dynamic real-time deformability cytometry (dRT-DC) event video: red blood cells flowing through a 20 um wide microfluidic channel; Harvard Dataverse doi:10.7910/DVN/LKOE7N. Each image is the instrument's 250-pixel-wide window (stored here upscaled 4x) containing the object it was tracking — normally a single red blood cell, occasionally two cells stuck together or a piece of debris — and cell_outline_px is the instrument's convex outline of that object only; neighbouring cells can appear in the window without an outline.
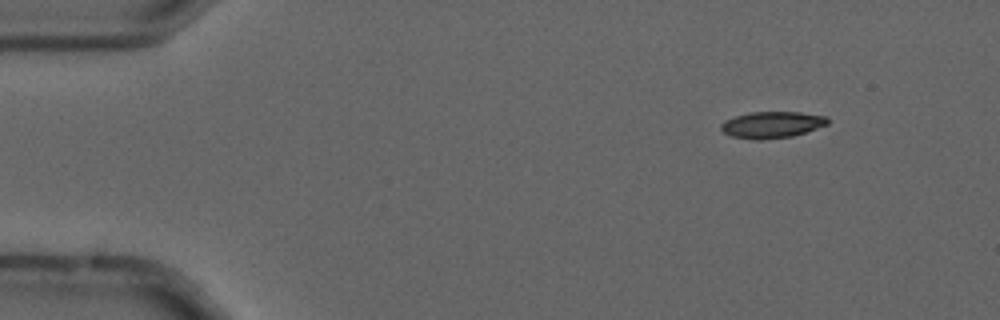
{"species": "common noctule bat (a hibernating species)", "species_latin": "Nyctalus noctula", "temperature_condition": "cold", "stored_images_in_passage": 7, "camera_frame_rate_fps": 3000, "um_per_image_px": 0.085, "animal": {"sex": "male", "forearm_length_mm": 52.5}, "frame": {"image": 1, "passage_image": 2, "time_ms": 0.333, "image_size_px": [1000, 320], "cell_outline_px": [[828, 124], [792, 136], [760, 140], [756, 140], [732, 136], [724, 132], [720, 128], [720, 124], [724, 120], [748, 112], [800, 112], [828, 116]], "centroid_in_image_um": [65.6, 10.59], "position_along_channel_um": 19.4, "area_um2": 16.42}}
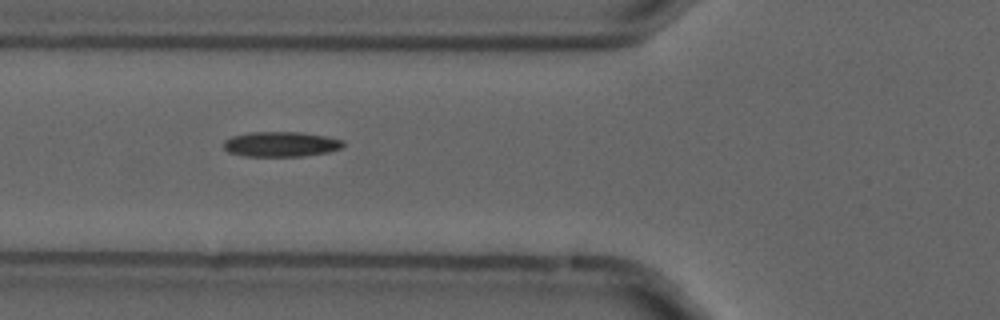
{"frame": {"image": 2, "passage_image": 6, "time_ms": 1.667, "image_size_px": [1000, 320], "cell_outline_px": [[344, 148], [328, 152], [304, 156], [244, 156], [228, 152], [224, 148], [224, 140], [232, 136], [248, 132], [304, 132], [344, 140]], "centroid_in_image_um": [23.89, 12.25], "position_along_channel_um": 101.9, "area_um2": 17.63}}
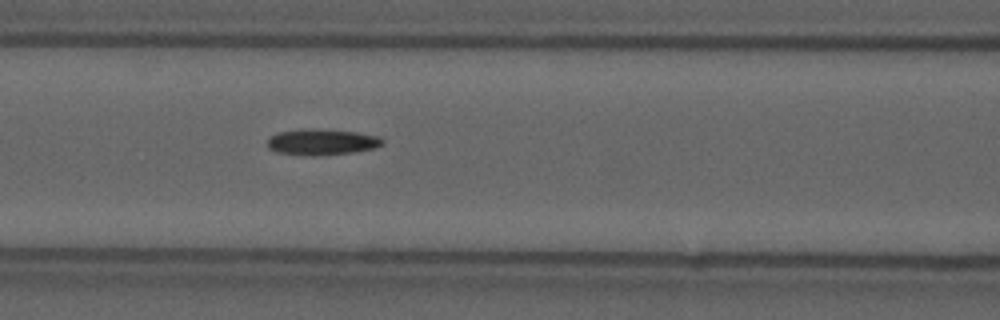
{"frame": {"image": 3, "passage_image": 7, "time_ms": 2.0, "image_size_px": [1000, 320], "cell_outline_px": [[384, 144], [376, 148], [352, 152], [320, 156], [304, 156], [276, 152], [268, 148], [268, 140], [272, 136], [280, 132], [308, 128], [356, 132], [380, 136], [384, 140]], "centroid_in_image_um": [27.39, 12.08], "position_along_channel_um": 139.2, "area_um2": 17.57}}